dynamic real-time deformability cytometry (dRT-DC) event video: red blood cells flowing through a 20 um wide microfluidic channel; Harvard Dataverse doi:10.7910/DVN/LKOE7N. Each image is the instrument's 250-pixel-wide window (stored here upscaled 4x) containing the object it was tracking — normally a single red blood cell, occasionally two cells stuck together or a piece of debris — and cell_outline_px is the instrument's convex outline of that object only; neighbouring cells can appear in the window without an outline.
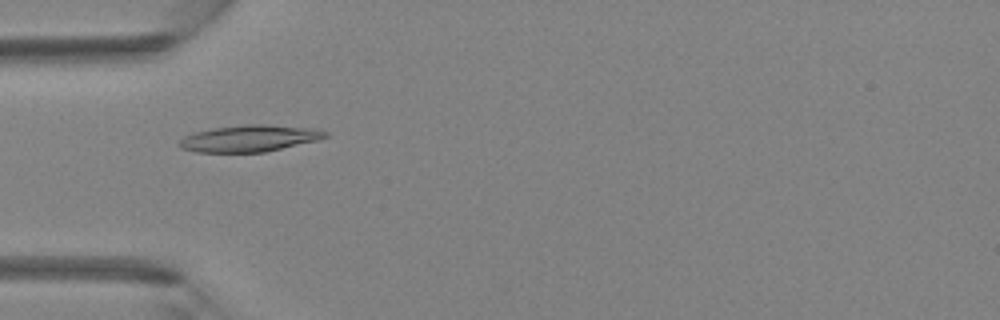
{"species": "Egyptian fruit bat (a non-hibernating species)", "species_latin": "Rousettus aegyptiacus", "temperature_condition": "room temperature", "stored_images_in_passage": 3, "camera_frame_rate_fps": 3000, "um_per_image_px": 0.085, "animal": {"sex": "female"}, "frame": {"image": 1, "passage_image": 3, "time_ms": 0.667, "image_size_px": [1000, 320], "cell_outline_px": [[328, 136], [316, 140], [264, 152], [196, 152], [180, 148], [176, 144], [184, 136], [196, 132], [216, 128], [244, 124], [264, 124], [316, 128], [328, 132]], "centroid_in_image_um": [21.19, 11.76], "position_along_channel_um": 63.8, "area_um2": 22.54}}